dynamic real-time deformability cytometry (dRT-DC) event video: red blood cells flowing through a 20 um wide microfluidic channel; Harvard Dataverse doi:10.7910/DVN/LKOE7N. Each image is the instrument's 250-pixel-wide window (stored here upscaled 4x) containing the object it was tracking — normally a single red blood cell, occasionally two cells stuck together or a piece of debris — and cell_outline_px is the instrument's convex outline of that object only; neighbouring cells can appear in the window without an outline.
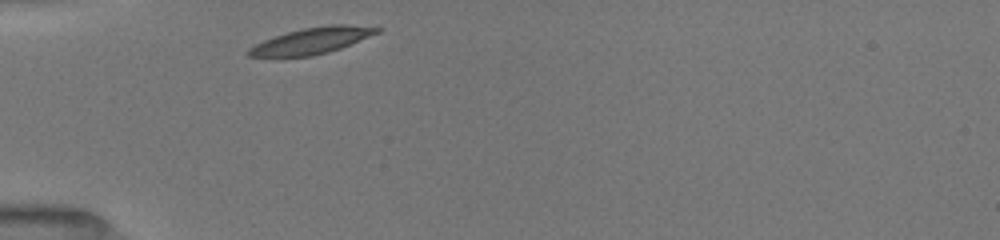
{"species": "common noctule bat (a hibernating species)", "species_latin": "Nyctalus noctula", "temperature_condition": "room temperature", "stored_images_in_passage": 46, "camera_frame_rate_fps": 3000, "um_per_image_px": 0.085, "animal": {"sex": "female", "body_mass_g": 19.5, "forearm_length_mm": 54.1}, "frame": {"image": 1, "passage_image": 1, "time_ms": 0.0, "image_size_px": [1000, 240], "cell_outline_px": [[384, 28], [380, 32], [340, 48], [328, 52], [312, 56], [280, 60], [248, 56], [244, 52], [248, 48], [264, 40], [288, 32], [304, 28], [328, 24], [348, 24]], "centroid_in_image_um": [26.41, 3.51], "position_along_channel_um": 58.6, "area_um2": 20.4}}
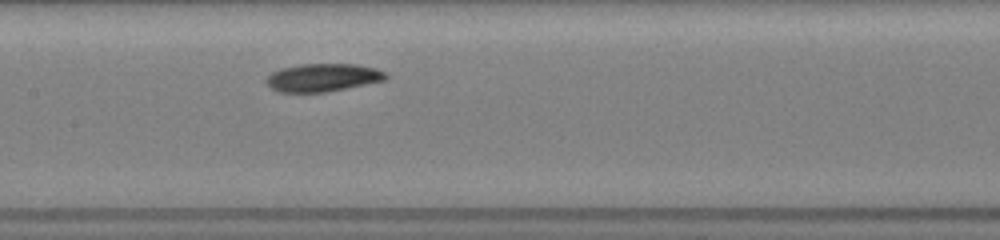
{"frame": {"image": 2, "passage_image": 19, "time_ms": 3.333, "image_size_px": [1000, 240], "cell_outline_px": [[388, 76], [384, 80], [324, 92], [280, 92], [272, 88], [264, 80], [272, 72], [284, 68], [300, 64], [356, 64], [376, 68], [388, 72]], "centroid_in_image_um": [27.45, 6.58], "position_along_channel_um": 179.9, "area_um2": 19.25}}
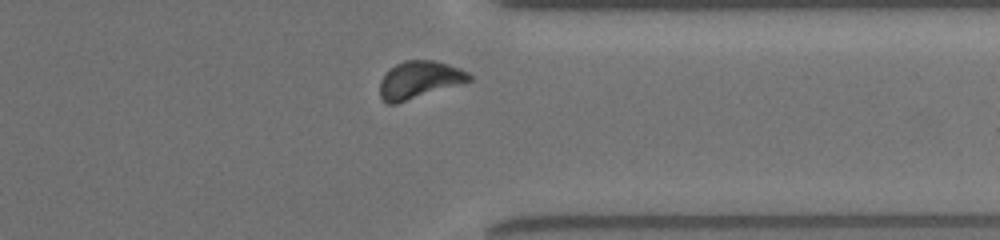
{"frame": {"image": 3, "passage_image": 42, "time_ms": 8.333, "image_size_px": [1000, 240], "cell_outline_px": [[472, 80], [460, 84], [396, 104], [388, 104], [380, 96], [380, 80], [396, 64], [404, 60], [436, 60], [460, 68], [468, 72], [472, 76]], "centroid_in_image_um": [35.66, 6.78], "position_along_channel_um": 375.7, "area_um2": 19.31}, "authors_computed_cell_mechanics": {"area_um2": 19.5364, "velocity_mm_per_s": 3.9355, "shape_relaxation_time_tau1_ms": 2.1543, "shape_relaxation_time_tau2_ms": 5.3952, "deformation_change_tau1": 0.0965, "deformation_change_tau2": 0.0981}}